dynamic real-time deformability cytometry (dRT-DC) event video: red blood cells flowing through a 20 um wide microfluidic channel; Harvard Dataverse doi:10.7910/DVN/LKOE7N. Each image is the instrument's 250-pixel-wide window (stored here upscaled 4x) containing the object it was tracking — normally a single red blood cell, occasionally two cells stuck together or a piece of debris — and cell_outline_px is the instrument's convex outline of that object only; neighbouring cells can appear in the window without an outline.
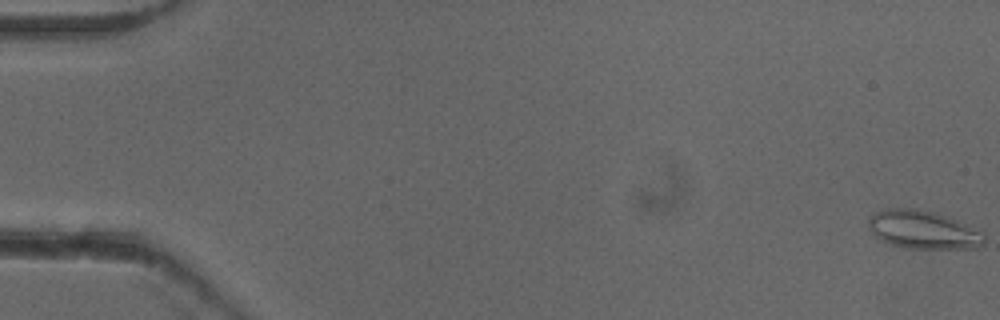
{"species": "common noctule bat (a hibernating species)", "species_latin": "Nyctalus noctula", "temperature_condition": "cold", "stored_images_in_passage": 53, "camera_frame_rate_fps": 3000, "um_per_image_px": 0.085, "animal": {"sex": "female"}, "frame": {"image": 1, "passage_image": 1, "time_ms": 0.0, "image_size_px": [1000, 320], "cell_outline_px": [[984, 244], [976, 248], [908, 248], [892, 244], [872, 236], [868, 228], [868, 216], [884, 208], [916, 208], [944, 216], [968, 224], [984, 232]], "centroid_in_image_um": [78.43, 19.52], "position_along_channel_um": 6.6, "area_um2": 25.89}}
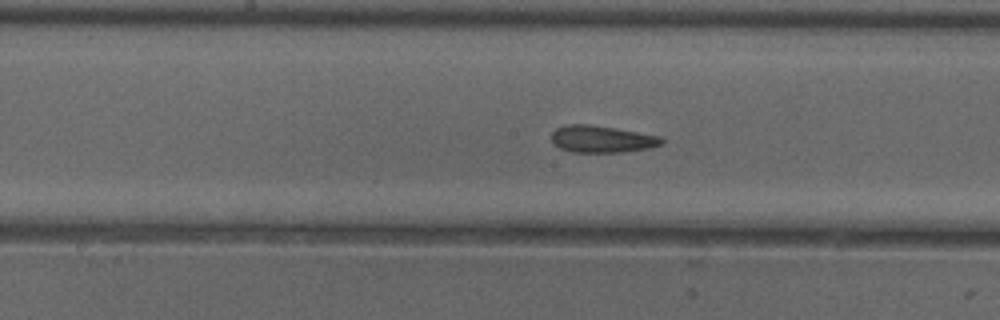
{"frame": {"image": 2, "passage_image": 28, "time_ms": 9.0, "image_size_px": [1000, 320], "cell_outline_px": [[664, 144], [652, 148], [620, 152], [572, 152], [560, 148], [552, 144], [552, 132], [556, 128], [568, 124], [588, 124], [660, 136], [664, 140]], "centroid_in_image_um": [51.15, 11.83], "position_along_channel_um": 197.0, "area_um2": 17.28}}
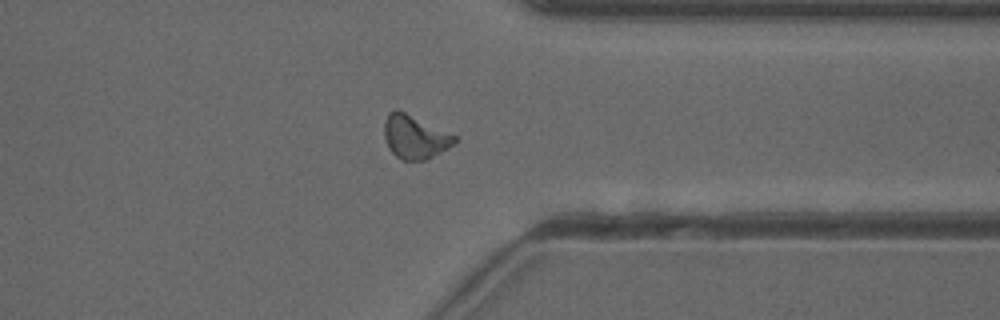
{"frame": {"image": 3, "passage_image": 42, "time_ms": 13.667, "image_size_px": [1000, 320], "cell_outline_px": [[456, 140], [448, 148], [428, 160], [400, 160], [388, 148], [384, 136], [384, 124], [388, 112], [396, 108], [456, 136]], "centroid_in_image_um": [35.22, 11.65], "position_along_channel_um": 376.2, "area_um2": 17.74}, "authors_computed_cell_mechanics": {"area_um2": 17.4556, "velocity_mm_per_s": 3.9214, "shape_relaxation_time_tau1_ms": 10.6444, "shape_relaxation_time_tau2_ms": 3.3728, "deformation_change_tau1": 0.1886, "deformation_change_tau2": 0.116}}